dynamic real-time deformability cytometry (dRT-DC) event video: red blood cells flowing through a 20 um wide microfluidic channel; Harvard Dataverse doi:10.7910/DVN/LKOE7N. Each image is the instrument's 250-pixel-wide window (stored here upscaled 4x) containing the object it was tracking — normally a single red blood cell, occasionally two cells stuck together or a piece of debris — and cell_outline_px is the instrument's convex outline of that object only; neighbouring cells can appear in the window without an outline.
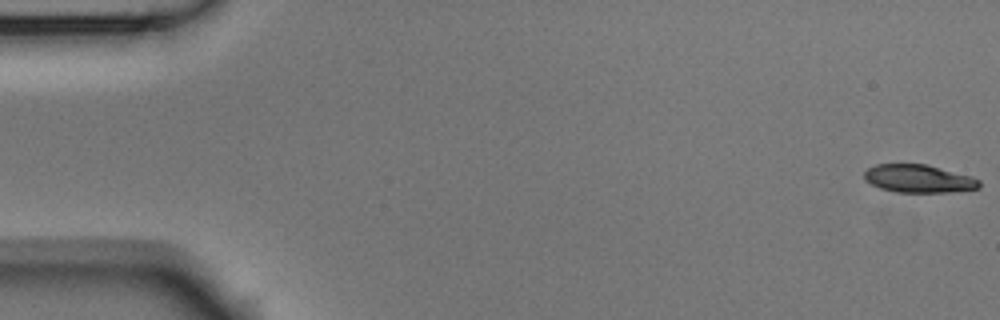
{"species": "Egyptian fruit bat (a non-hibernating species)", "species_latin": "Rousettus aegyptiacus", "temperature_condition": "room temperature", "stored_images_in_passage": 5, "camera_frame_rate_fps": 3000, "um_per_image_px": 0.085, "animal": {"sex": "male"}, "frame": {"image": 1, "passage_image": 1, "time_ms": 0.0, "image_size_px": [1000, 320], "cell_outline_px": [[980, 188], [948, 192], [896, 192], [880, 188], [864, 180], [864, 172], [868, 168], [876, 164], [924, 164], [972, 176], [980, 180]], "centroid_in_image_um": [78.07, 15.18], "position_along_channel_um": 6.9, "area_um2": 18.67}}
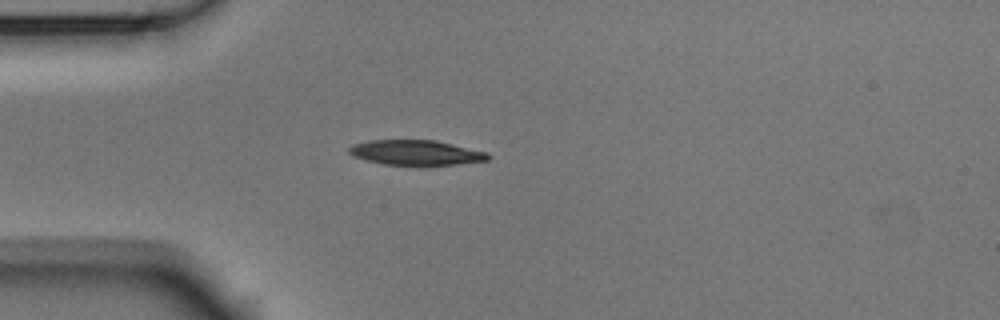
{"frame": {"image": 2, "passage_image": 5, "time_ms": 1.333, "image_size_px": [1000, 320], "cell_outline_px": [[492, 156], [488, 160], [456, 164], [384, 164], [352, 156], [348, 152], [348, 148], [352, 144], [368, 140], [436, 140], [488, 152]], "centroid_in_image_um": [35.36, 12.95], "position_along_channel_um": 49.6, "area_um2": 20.06}}